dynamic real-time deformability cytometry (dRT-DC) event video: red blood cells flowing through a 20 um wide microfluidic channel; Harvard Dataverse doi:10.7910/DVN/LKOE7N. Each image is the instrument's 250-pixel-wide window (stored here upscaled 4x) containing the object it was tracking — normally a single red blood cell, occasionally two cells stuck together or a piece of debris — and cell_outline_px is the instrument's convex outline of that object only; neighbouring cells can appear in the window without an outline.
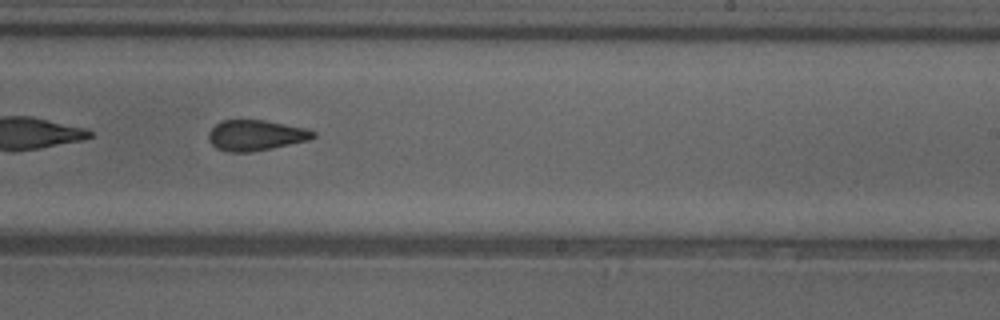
{"species": "common noctule bat (a hibernating species)", "species_latin": "Nyctalus noctula", "temperature_condition": "cold", "stored_images_in_passage": 34, "camera_frame_rate_fps": 3000, "um_per_image_px": 0.085, "animal": {"sex": "female"}, "frame": {"image": 1, "passage_image": 19, "time_ms": 6.0, "image_size_px": [1000, 320], "cell_outline_px": [[316, 136], [308, 140], [272, 148], [248, 152], [228, 152], [216, 148], [208, 140], [208, 132], [220, 120], [264, 120], [308, 128], [316, 132]], "centroid_in_image_um": [21.73, 11.49], "position_along_channel_um": 267.3, "area_um2": 18.73}}
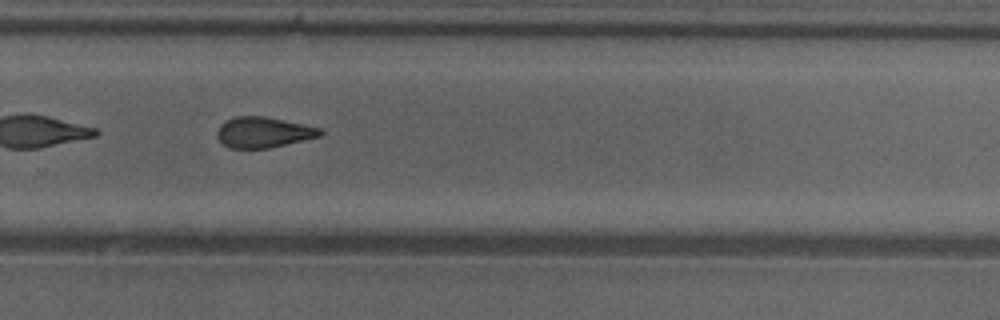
{"frame": {"image": 2, "passage_image": 22, "time_ms": 7.0, "image_size_px": [1000, 320], "cell_outline_px": [[324, 132], [320, 136], [268, 148], [228, 148], [216, 136], [216, 132], [220, 124], [236, 116], [264, 116], [284, 120], [320, 128]], "centroid_in_image_um": [22.36, 11.24], "position_along_channel_um": 307.4, "area_um2": 18.21}, "authors_computed_cell_mechanics": {"area_um2": 18.8428, "velocity_mm_per_s": 4.0402, "shape_relaxation_time_tau1_ms": 5.3255, "shape_relaxation_time_tau2_ms": 3.5898, "deformation_change_tau1": 0.1112, "deformation_change_tau2": 0.1099}}